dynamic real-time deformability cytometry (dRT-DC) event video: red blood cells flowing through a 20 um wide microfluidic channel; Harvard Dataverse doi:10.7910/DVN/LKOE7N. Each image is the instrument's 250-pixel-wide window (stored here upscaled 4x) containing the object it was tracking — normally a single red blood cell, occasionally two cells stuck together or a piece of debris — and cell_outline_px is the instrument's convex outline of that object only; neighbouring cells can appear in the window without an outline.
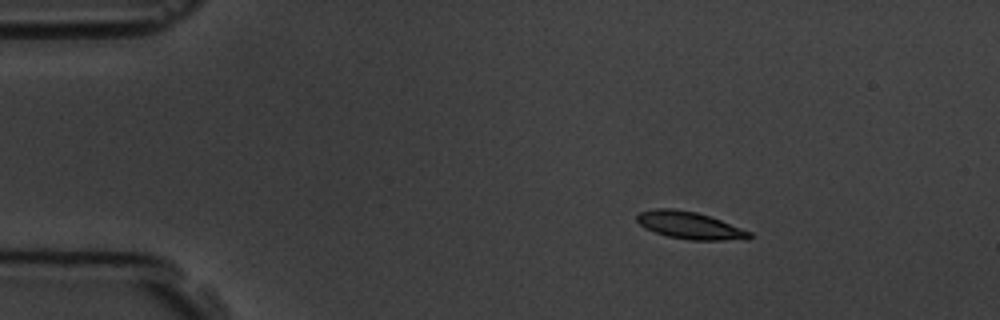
{"species": "common noctule bat (a hibernating species)", "species_latin": "Nyctalus noctula", "temperature_condition": "room temperature", "stored_images_in_passage": 49, "camera_frame_rate_fps": 3000, "um_per_image_px": 0.085, "animal": {"sex": "male", "body_mass_g": 19.5, "forearm_length_mm": 54.6}, "frame": {"image": 1, "passage_image": 1, "time_ms": 0.0, "image_size_px": [1000, 320], "cell_outline_px": [[752, 236], [748, 240], [688, 240], [668, 236], [644, 228], [636, 220], [636, 216], [640, 212], [656, 208], [672, 208], [696, 212], [720, 220], [752, 232]], "centroid_in_image_um": [58.64, 19.16], "position_along_channel_um": 26.4, "area_um2": 17.86}}
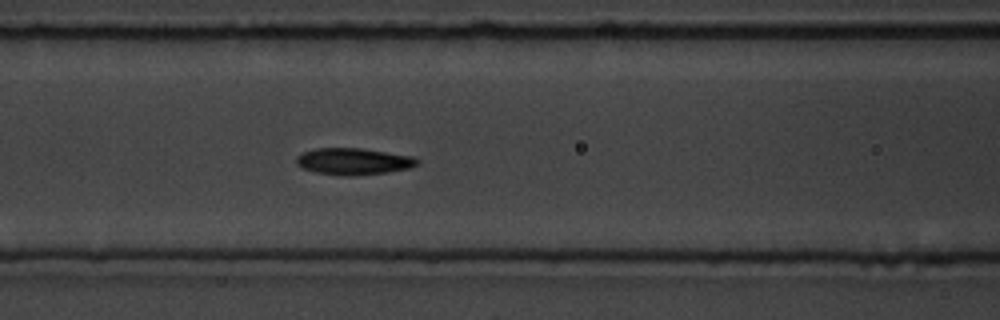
{"frame": {"image": 2, "passage_image": 16, "time_ms": 5.0, "image_size_px": [1000, 320], "cell_outline_px": [[420, 164], [408, 168], [388, 172], [352, 176], [348, 176], [316, 172], [304, 168], [296, 164], [296, 156], [300, 152], [316, 148], [360, 148], [412, 156], [420, 160]], "centroid_in_image_um": [30.04, 13.71], "position_along_channel_um": 136.6, "area_um2": 18.79}}
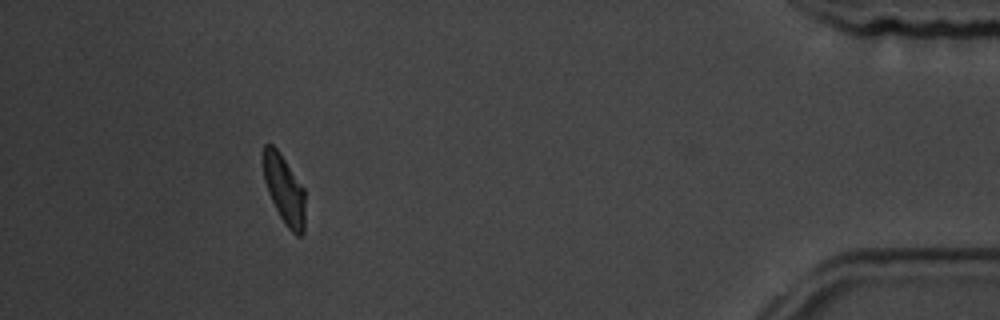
{"frame": {"image": 3, "passage_image": 44, "time_ms": 14.333, "image_size_px": [1000, 320], "cell_outline_px": [[304, 232], [300, 236], [296, 236], [284, 224], [268, 192], [264, 180], [264, 144], [272, 144], [280, 152], [304, 188]], "centroid_in_image_um": [24.17, 16.13], "position_along_channel_um": 411.0, "area_um2": 16.59}, "authors_computed_cell_mechanics": {"area_um2": 18.1492, "velocity_mm_per_s": 3.5766, "shape_relaxation_time_tau1_ms": 2.7921, "shape_relaxation_time_tau2_ms": 2.5923, "deformation_change_tau1": 0.1804, "deformation_change_tau2": 0.0917}}